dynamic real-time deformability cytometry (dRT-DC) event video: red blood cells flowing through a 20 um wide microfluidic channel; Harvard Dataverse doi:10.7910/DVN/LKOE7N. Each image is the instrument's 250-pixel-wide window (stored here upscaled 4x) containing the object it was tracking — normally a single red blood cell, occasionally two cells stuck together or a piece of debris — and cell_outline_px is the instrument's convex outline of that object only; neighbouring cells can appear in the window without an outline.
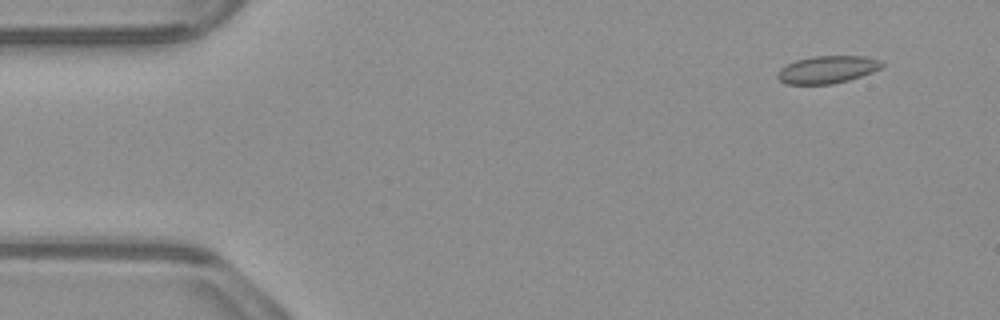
{"species": "common noctule bat (a hibernating species)", "species_latin": "Nyctalus noctula", "temperature_condition": "warm", "stored_images_in_passage": 51, "camera_frame_rate_fps": 3000, "um_per_image_px": 0.085, "animal": {"sex": "male", "body_mass_g": 23.1, "forearm_length_mm": 52.7}, "frame": {"image": 1, "passage_image": 2, "time_ms": 0.333, "image_size_px": [1000, 320], "cell_outline_px": [[884, 64], [880, 68], [872, 72], [848, 80], [832, 84], [788, 84], [780, 80], [776, 76], [776, 72], [780, 68], [796, 60], [812, 56], [864, 56], [880, 60]], "centroid_in_image_um": [70.3, 5.91], "position_along_channel_um": 14.7, "area_um2": 16.65}}
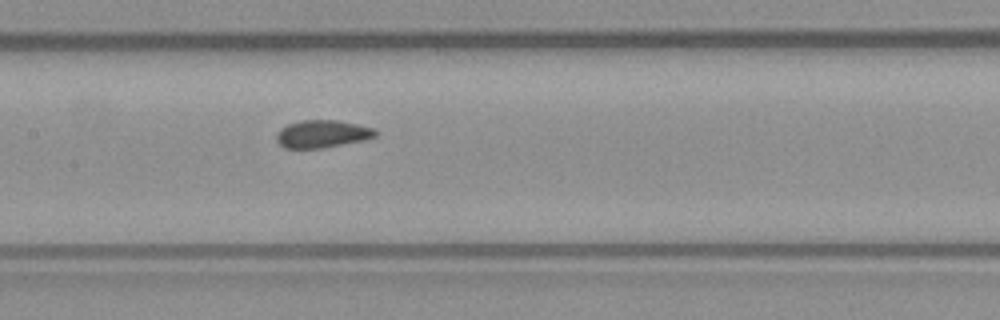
{"frame": {"image": 2, "passage_image": 23, "time_ms": 7.333, "image_size_px": [1000, 320], "cell_outline_px": [[380, 132], [376, 136], [364, 140], [324, 148], [284, 148], [276, 140], [276, 132], [280, 128], [288, 124], [300, 120], [336, 120], [376, 128]], "centroid_in_image_um": [27.4, 11.38], "position_along_channel_um": 180.0, "area_um2": 16.13}}
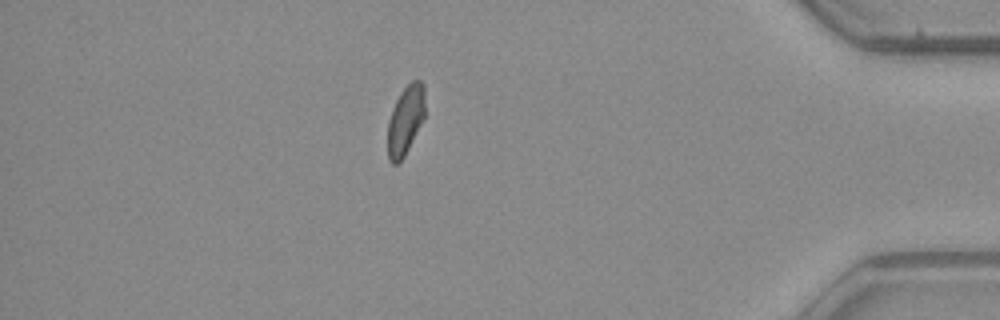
{"frame": {"image": 3, "passage_image": 44, "time_ms": 14.333, "image_size_px": [1000, 320], "cell_outline_px": [[424, 116], [404, 156], [396, 164], [392, 164], [388, 160], [388, 120], [392, 108], [400, 92], [412, 80], [420, 80], [424, 84]], "centroid_in_image_um": [34.44, 10.18], "position_along_channel_um": 400.8, "area_um2": 14.8}, "authors_computed_cell_mechanics": {"area_um2": 16.2418, "velocity_mm_per_s": 3.8261, "shape_relaxation_time_tau1_ms": 7.6337, "shape_relaxation_time_tau2_ms": 0.6771, "deformation_change_tau1": 0.1303, "deformation_change_tau2": 0.0474}}